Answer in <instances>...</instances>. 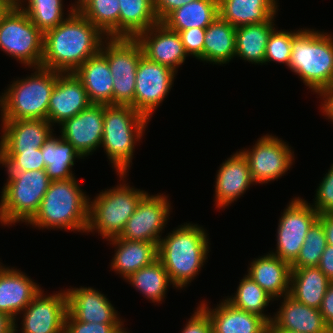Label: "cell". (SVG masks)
I'll use <instances>...</instances> for the list:
<instances>
[{"label":"cell","instance_id":"obj_53","mask_svg":"<svg viewBox=\"0 0 333 333\" xmlns=\"http://www.w3.org/2000/svg\"><path fill=\"white\" fill-rule=\"evenodd\" d=\"M0 2L9 4L12 8H16L19 5V0H0Z\"/></svg>","mask_w":333,"mask_h":333},{"label":"cell","instance_id":"obj_19","mask_svg":"<svg viewBox=\"0 0 333 333\" xmlns=\"http://www.w3.org/2000/svg\"><path fill=\"white\" fill-rule=\"evenodd\" d=\"M87 92L74 73H61L51 92L47 120L55 126L89 107Z\"/></svg>","mask_w":333,"mask_h":333},{"label":"cell","instance_id":"obj_47","mask_svg":"<svg viewBox=\"0 0 333 333\" xmlns=\"http://www.w3.org/2000/svg\"><path fill=\"white\" fill-rule=\"evenodd\" d=\"M320 313L327 326L333 332V282L329 284L326 294L324 295L320 307Z\"/></svg>","mask_w":333,"mask_h":333},{"label":"cell","instance_id":"obj_51","mask_svg":"<svg viewBox=\"0 0 333 333\" xmlns=\"http://www.w3.org/2000/svg\"><path fill=\"white\" fill-rule=\"evenodd\" d=\"M0 333H14V319L0 311Z\"/></svg>","mask_w":333,"mask_h":333},{"label":"cell","instance_id":"obj_29","mask_svg":"<svg viewBox=\"0 0 333 333\" xmlns=\"http://www.w3.org/2000/svg\"><path fill=\"white\" fill-rule=\"evenodd\" d=\"M330 283L318 267L291 269L289 295L309 307L320 309Z\"/></svg>","mask_w":333,"mask_h":333},{"label":"cell","instance_id":"obj_40","mask_svg":"<svg viewBox=\"0 0 333 333\" xmlns=\"http://www.w3.org/2000/svg\"><path fill=\"white\" fill-rule=\"evenodd\" d=\"M6 171L44 170L41 147L36 150H0V165Z\"/></svg>","mask_w":333,"mask_h":333},{"label":"cell","instance_id":"obj_17","mask_svg":"<svg viewBox=\"0 0 333 333\" xmlns=\"http://www.w3.org/2000/svg\"><path fill=\"white\" fill-rule=\"evenodd\" d=\"M140 44L143 56L178 72L188 56L179 34L158 22L135 37Z\"/></svg>","mask_w":333,"mask_h":333},{"label":"cell","instance_id":"obj_7","mask_svg":"<svg viewBox=\"0 0 333 333\" xmlns=\"http://www.w3.org/2000/svg\"><path fill=\"white\" fill-rule=\"evenodd\" d=\"M117 175L120 181L123 178L122 184L102 190L92 202L89 198L87 234L96 231L106 240L119 237L138 203L148 193L124 183L127 173Z\"/></svg>","mask_w":333,"mask_h":333},{"label":"cell","instance_id":"obj_33","mask_svg":"<svg viewBox=\"0 0 333 333\" xmlns=\"http://www.w3.org/2000/svg\"><path fill=\"white\" fill-rule=\"evenodd\" d=\"M219 16L218 0H194L172 11L163 21L173 31L207 28Z\"/></svg>","mask_w":333,"mask_h":333},{"label":"cell","instance_id":"obj_30","mask_svg":"<svg viewBox=\"0 0 333 333\" xmlns=\"http://www.w3.org/2000/svg\"><path fill=\"white\" fill-rule=\"evenodd\" d=\"M236 28L220 16L206 28L203 62L227 64L235 57Z\"/></svg>","mask_w":333,"mask_h":333},{"label":"cell","instance_id":"obj_55","mask_svg":"<svg viewBox=\"0 0 333 333\" xmlns=\"http://www.w3.org/2000/svg\"><path fill=\"white\" fill-rule=\"evenodd\" d=\"M114 333H130V332H127L124 326L122 325Z\"/></svg>","mask_w":333,"mask_h":333},{"label":"cell","instance_id":"obj_38","mask_svg":"<svg viewBox=\"0 0 333 333\" xmlns=\"http://www.w3.org/2000/svg\"><path fill=\"white\" fill-rule=\"evenodd\" d=\"M24 1H26V7H24ZM63 3L62 0H19L18 7L45 34L66 19L64 18Z\"/></svg>","mask_w":333,"mask_h":333},{"label":"cell","instance_id":"obj_8","mask_svg":"<svg viewBox=\"0 0 333 333\" xmlns=\"http://www.w3.org/2000/svg\"><path fill=\"white\" fill-rule=\"evenodd\" d=\"M0 200V222L2 226L25 222L38 212L41 201L51 180L44 170L7 171Z\"/></svg>","mask_w":333,"mask_h":333},{"label":"cell","instance_id":"obj_31","mask_svg":"<svg viewBox=\"0 0 333 333\" xmlns=\"http://www.w3.org/2000/svg\"><path fill=\"white\" fill-rule=\"evenodd\" d=\"M274 19L272 17L268 22L237 27L235 56L252 64L263 65L267 42L275 29Z\"/></svg>","mask_w":333,"mask_h":333},{"label":"cell","instance_id":"obj_22","mask_svg":"<svg viewBox=\"0 0 333 333\" xmlns=\"http://www.w3.org/2000/svg\"><path fill=\"white\" fill-rule=\"evenodd\" d=\"M283 302L273 316L269 329H282L297 333H333L325 323L320 309L309 307L291 297Z\"/></svg>","mask_w":333,"mask_h":333},{"label":"cell","instance_id":"obj_4","mask_svg":"<svg viewBox=\"0 0 333 333\" xmlns=\"http://www.w3.org/2000/svg\"><path fill=\"white\" fill-rule=\"evenodd\" d=\"M288 68L318 95L333 86V36L302 29L292 39Z\"/></svg>","mask_w":333,"mask_h":333},{"label":"cell","instance_id":"obj_9","mask_svg":"<svg viewBox=\"0 0 333 333\" xmlns=\"http://www.w3.org/2000/svg\"><path fill=\"white\" fill-rule=\"evenodd\" d=\"M100 53L113 76V105H130L134 109L137 66L143 56L140 44L135 38H107Z\"/></svg>","mask_w":333,"mask_h":333},{"label":"cell","instance_id":"obj_28","mask_svg":"<svg viewBox=\"0 0 333 333\" xmlns=\"http://www.w3.org/2000/svg\"><path fill=\"white\" fill-rule=\"evenodd\" d=\"M277 0H218L219 16L235 28L268 22L275 17Z\"/></svg>","mask_w":333,"mask_h":333},{"label":"cell","instance_id":"obj_35","mask_svg":"<svg viewBox=\"0 0 333 333\" xmlns=\"http://www.w3.org/2000/svg\"><path fill=\"white\" fill-rule=\"evenodd\" d=\"M125 280L152 303H161L166 297L167 286L173 285L159 259L139 269Z\"/></svg>","mask_w":333,"mask_h":333},{"label":"cell","instance_id":"obj_26","mask_svg":"<svg viewBox=\"0 0 333 333\" xmlns=\"http://www.w3.org/2000/svg\"><path fill=\"white\" fill-rule=\"evenodd\" d=\"M115 246L111 269L127 279L144 266L158 259V244L149 241H131L119 237L107 240ZM112 242V243H111Z\"/></svg>","mask_w":333,"mask_h":333},{"label":"cell","instance_id":"obj_20","mask_svg":"<svg viewBox=\"0 0 333 333\" xmlns=\"http://www.w3.org/2000/svg\"><path fill=\"white\" fill-rule=\"evenodd\" d=\"M42 288L21 270L3 266L0 269V311L14 319V333L18 332L16 318Z\"/></svg>","mask_w":333,"mask_h":333},{"label":"cell","instance_id":"obj_2","mask_svg":"<svg viewBox=\"0 0 333 333\" xmlns=\"http://www.w3.org/2000/svg\"><path fill=\"white\" fill-rule=\"evenodd\" d=\"M171 232L159 241L158 259L173 287L182 289L201 271L208 258L210 243L206 230L198 224L184 223Z\"/></svg>","mask_w":333,"mask_h":333},{"label":"cell","instance_id":"obj_49","mask_svg":"<svg viewBox=\"0 0 333 333\" xmlns=\"http://www.w3.org/2000/svg\"><path fill=\"white\" fill-rule=\"evenodd\" d=\"M319 97L323 101H321V110L322 113L328 117L327 119H330V121L333 122V86L323 90L320 94Z\"/></svg>","mask_w":333,"mask_h":333},{"label":"cell","instance_id":"obj_41","mask_svg":"<svg viewBox=\"0 0 333 333\" xmlns=\"http://www.w3.org/2000/svg\"><path fill=\"white\" fill-rule=\"evenodd\" d=\"M287 31L284 29H274L268 39L264 57V64L271 61L280 64H286L288 67L290 63V55L292 52V39L301 31Z\"/></svg>","mask_w":333,"mask_h":333},{"label":"cell","instance_id":"obj_56","mask_svg":"<svg viewBox=\"0 0 333 333\" xmlns=\"http://www.w3.org/2000/svg\"><path fill=\"white\" fill-rule=\"evenodd\" d=\"M85 0H77L75 3L72 4L74 9H77Z\"/></svg>","mask_w":333,"mask_h":333},{"label":"cell","instance_id":"obj_15","mask_svg":"<svg viewBox=\"0 0 333 333\" xmlns=\"http://www.w3.org/2000/svg\"><path fill=\"white\" fill-rule=\"evenodd\" d=\"M57 293V294H56ZM44 295L41 291L20 313L21 333H64L67 315V292Z\"/></svg>","mask_w":333,"mask_h":333},{"label":"cell","instance_id":"obj_3","mask_svg":"<svg viewBox=\"0 0 333 333\" xmlns=\"http://www.w3.org/2000/svg\"><path fill=\"white\" fill-rule=\"evenodd\" d=\"M76 178L51 181L38 212L28 222L38 229H64L86 232L89 196L81 190Z\"/></svg>","mask_w":333,"mask_h":333},{"label":"cell","instance_id":"obj_14","mask_svg":"<svg viewBox=\"0 0 333 333\" xmlns=\"http://www.w3.org/2000/svg\"><path fill=\"white\" fill-rule=\"evenodd\" d=\"M169 202L166 195L147 193L128 219L119 238L159 244L172 209Z\"/></svg>","mask_w":333,"mask_h":333},{"label":"cell","instance_id":"obj_27","mask_svg":"<svg viewBox=\"0 0 333 333\" xmlns=\"http://www.w3.org/2000/svg\"><path fill=\"white\" fill-rule=\"evenodd\" d=\"M92 104L113 105V76L107 59L99 52L75 72Z\"/></svg>","mask_w":333,"mask_h":333},{"label":"cell","instance_id":"obj_25","mask_svg":"<svg viewBox=\"0 0 333 333\" xmlns=\"http://www.w3.org/2000/svg\"><path fill=\"white\" fill-rule=\"evenodd\" d=\"M247 275L275 300L290 292L291 265L269 253L255 258Z\"/></svg>","mask_w":333,"mask_h":333},{"label":"cell","instance_id":"obj_37","mask_svg":"<svg viewBox=\"0 0 333 333\" xmlns=\"http://www.w3.org/2000/svg\"><path fill=\"white\" fill-rule=\"evenodd\" d=\"M225 300L237 309L259 315L269 324L273 320V316L266 315L264 310L274 298L246 274L240 280L235 294Z\"/></svg>","mask_w":333,"mask_h":333},{"label":"cell","instance_id":"obj_36","mask_svg":"<svg viewBox=\"0 0 333 333\" xmlns=\"http://www.w3.org/2000/svg\"><path fill=\"white\" fill-rule=\"evenodd\" d=\"M77 10L107 38H119L118 0H85Z\"/></svg>","mask_w":333,"mask_h":333},{"label":"cell","instance_id":"obj_52","mask_svg":"<svg viewBox=\"0 0 333 333\" xmlns=\"http://www.w3.org/2000/svg\"><path fill=\"white\" fill-rule=\"evenodd\" d=\"M12 9L9 4H5L0 2V25L2 23L3 18L8 14V12Z\"/></svg>","mask_w":333,"mask_h":333},{"label":"cell","instance_id":"obj_1","mask_svg":"<svg viewBox=\"0 0 333 333\" xmlns=\"http://www.w3.org/2000/svg\"><path fill=\"white\" fill-rule=\"evenodd\" d=\"M66 19L43 34L41 67L74 73L86 60L100 52L107 37L71 5Z\"/></svg>","mask_w":333,"mask_h":333},{"label":"cell","instance_id":"obj_24","mask_svg":"<svg viewBox=\"0 0 333 333\" xmlns=\"http://www.w3.org/2000/svg\"><path fill=\"white\" fill-rule=\"evenodd\" d=\"M200 306L208 313L212 333H268L269 323L257 314L235 308L225 299L216 308H209L204 300Z\"/></svg>","mask_w":333,"mask_h":333},{"label":"cell","instance_id":"obj_48","mask_svg":"<svg viewBox=\"0 0 333 333\" xmlns=\"http://www.w3.org/2000/svg\"><path fill=\"white\" fill-rule=\"evenodd\" d=\"M318 268L333 282V246H326L321 255V259Z\"/></svg>","mask_w":333,"mask_h":333},{"label":"cell","instance_id":"obj_39","mask_svg":"<svg viewBox=\"0 0 333 333\" xmlns=\"http://www.w3.org/2000/svg\"><path fill=\"white\" fill-rule=\"evenodd\" d=\"M327 246L322 223L317 219L309 228L304 243L291 269L318 267L321 255Z\"/></svg>","mask_w":333,"mask_h":333},{"label":"cell","instance_id":"obj_5","mask_svg":"<svg viewBox=\"0 0 333 333\" xmlns=\"http://www.w3.org/2000/svg\"><path fill=\"white\" fill-rule=\"evenodd\" d=\"M149 119L130 105H104L101 147L117 173H127L137 141L144 136Z\"/></svg>","mask_w":333,"mask_h":333},{"label":"cell","instance_id":"obj_11","mask_svg":"<svg viewBox=\"0 0 333 333\" xmlns=\"http://www.w3.org/2000/svg\"><path fill=\"white\" fill-rule=\"evenodd\" d=\"M288 204L278 222L276 251L270 253L291 265L299 255L308 230L319 214L310 203L300 197L291 199Z\"/></svg>","mask_w":333,"mask_h":333},{"label":"cell","instance_id":"obj_44","mask_svg":"<svg viewBox=\"0 0 333 333\" xmlns=\"http://www.w3.org/2000/svg\"><path fill=\"white\" fill-rule=\"evenodd\" d=\"M124 324H102L65 319L64 333H114Z\"/></svg>","mask_w":333,"mask_h":333},{"label":"cell","instance_id":"obj_16","mask_svg":"<svg viewBox=\"0 0 333 333\" xmlns=\"http://www.w3.org/2000/svg\"><path fill=\"white\" fill-rule=\"evenodd\" d=\"M104 105L91 104L60 124L61 137L71 143L80 155L87 157L101 146Z\"/></svg>","mask_w":333,"mask_h":333},{"label":"cell","instance_id":"obj_42","mask_svg":"<svg viewBox=\"0 0 333 333\" xmlns=\"http://www.w3.org/2000/svg\"><path fill=\"white\" fill-rule=\"evenodd\" d=\"M321 180L311 205L318 214L333 213V164Z\"/></svg>","mask_w":333,"mask_h":333},{"label":"cell","instance_id":"obj_23","mask_svg":"<svg viewBox=\"0 0 333 333\" xmlns=\"http://www.w3.org/2000/svg\"><path fill=\"white\" fill-rule=\"evenodd\" d=\"M0 150H36L53 133V125L44 119L2 120Z\"/></svg>","mask_w":333,"mask_h":333},{"label":"cell","instance_id":"obj_10","mask_svg":"<svg viewBox=\"0 0 333 333\" xmlns=\"http://www.w3.org/2000/svg\"><path fill=\"white\" fill-rule=\"evenodd\" d=\"M0 49L33 71L41 67L43 33L19 7L12 8L2 20Z\"/></svg>","mask_w":333,"mask_h":333},{"label":"cell","instance_id":"obj_12","mask_svg":"<svg viewBox=\"0 0 333 333\" xmlns=\"http://www.w3.org/2000/svg\"><path fill=\"white\" fill-rule=\"evenodd\" d=\"M282 139L269 134L259 138L252 149L240 152L248 161L252 181L266 184L282 177L292 167L294 152Z\"/></svg>","mask_w":333,"mask_h":333},{"label":"cell","instance_id":"obj_21","mask_svg":"<svg viewBox=\"0 0 333 333\" xmlns=\"http://www.w3.org/2000/svg\"><path fill=\"white\" fill-rule=\"evenodd\" d=\"M215 182V204L221 209L234 203L254 185L248 161L240 150L221 164Z\"/></svg>","mask_w":333,"mask_h":333},{"label":"cell","instance_id":"obj_32","mask_svg":"<svg viewBox=\"0 0 333 333\" xmlns=\"http://www.w3.org/2000/svg\"><path fill=\"white\" fill-rule=\"evenodd\" d=\"M52 134L41 147L45 171L51 181L74 178L72 168L76 158L84 159L71 143Z\"/></svg>","mask_w":333,"mask_h":333},{"label":"cell","instance_id":"obj_43","mask_svg":"<svg viewBox=\"0 0 333 333\" xmlns=\"http://www.w3.org/2000/svg\"><path fill=\"white\" fill-rule=\"evenodd\" d=\"M206 28H190L178 31L187 55L203 61V47Z\"/></svg>","mask_w":333,"mask_h":333},{"label":"cell","instance_id":"obj_45","mask_svg":"<svg viewBox=\"0 0 333 333\" xmlns=\"http://www.w3.org/2000/svg\"><path fill=\"white\" fill-rule=\"evenodd\" d=\"M190 317L181 333H212L210 317L200 305Z\"/></svg>","mask_w":333,"mask_h":333},{"label":"cell","instance_id":"obj_18","mask_svg":"<svg viewBox=\"0 0 333 333\" xmlns=\"http://www.w3.org/2000/svg\"><path fill=\"white\" fill-rule=\"evenodd\" d=\"M65 319L102 324H124L106 295L92 287L70 288Z\"/></svg>","mask_w":333,"mask_h":333},{"label":"cell","instance_id":"obj_6","mask_svg":"<svg viewBox=\"0 0 333 333\" xmlns=\"http://www.w3.org/2000/svg\"><path fill=\"white\" fill-rule=\"evenodd\" d=\"M27 78L14 80L0 96L1 120H47L51 92L60 72L36 67Z\"/></svg>","mask_w":333,"mask_h":333},{"label":"cell","instance_id":"obj_54","mask_svg":"<svg viewBox=\"0 0 333 333\" xmlns=\"http://www.w3.org/2000/svg\"><path fill=\"white\" fill-rule=\"evenodd\" d=\"M269 333H297V332H291L282 329H269Z\"/></svg>","mask_w":333,"mask_h":333},{"label":"cell","instance_id":"obj_46","mask_svg":"<svg viewBox=\"0 0 333 333\" xmlns=\"http://www.w3.org/2000/svg\"><path fill=\"white\" fill-rule=\"evenodd\" d=\"M194 0H154V11L159 22H162L172 11Z\"/></svg>","mask_w":333,"mask_h":333},{"label":"cell","instance_id":"obj_50","mask_svg":"<svg viewBox=\"0 0 333 333\" xmlns=\"http://www.w3.org/2000/svg\"><path fill=\"white\" fill-rule=\"evenodd\" d=\"M318 220L323 225L327 244L333 246V213L320 214Z\"/></svg>","mask_w":333,"mask_h":333},{"label":"cell","instance_id":"obj_34","mask_svg":"<svg viewBox=\"0 0 333 333\" xmlns=\"http://www.w3.org/2000/svg\"><path fill=\"white\" fill-rule=\"evenodd\" d=\"M119 38H135L159 20L154 11V0H118Z\"/></svg>","mask_w":333,"mask_h":333},{"label":"cell","instance_id":"obj_13","mask_svg":"<svg viewBox=\"0 0 333 333\" xmlns=\"http://www.w3.org/2000/svg\"><path fill=\"white\" fill-rule=\"evenodd\" d=\"M177 72L142 56L136 72L134 109L149 120L169 94Z\"/></svg>","mask_w":333,"mask_h":333}]
</instances>
